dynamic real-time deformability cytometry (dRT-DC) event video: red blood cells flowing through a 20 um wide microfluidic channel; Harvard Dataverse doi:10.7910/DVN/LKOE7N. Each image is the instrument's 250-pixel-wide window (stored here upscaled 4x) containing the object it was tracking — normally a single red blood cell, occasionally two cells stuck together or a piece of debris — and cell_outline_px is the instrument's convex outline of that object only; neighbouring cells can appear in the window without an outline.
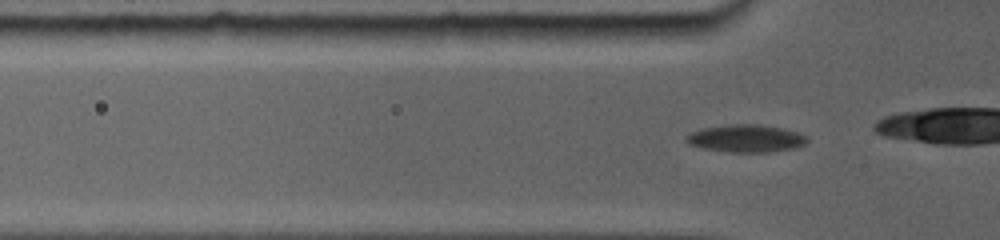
{"species": "common noctule bat (a hibernating species)", "species_latin": "Nyctalus noctula", "temperature_condition": "room temperature", "stored_images_in_passage": 47, "camera_frame_rate_fps": 5000, "um_per_image_px": 0.085, "animal": {"sex": "female", "body_mass_g": 19.0, "forearm_length_mm": 56.7}, "frame": {"image": 1, "passage_image": 8, "time_ms": 1.6, "image_size_px": [1000, 240], "cell_outline_px": [[804, 144], [788, 148], [768, 152], [732, 152], [708, 148], [692, 144], [688, 140], [688, 136], [696, 132], [708, 128], [744, 124], [752, 124], [776, 128], [792, 132], [804, 136]], "centroid_in_image_um": [63.42, 11.78], "position_along_channel_um": 62.4, "area_um2": 17.63}}
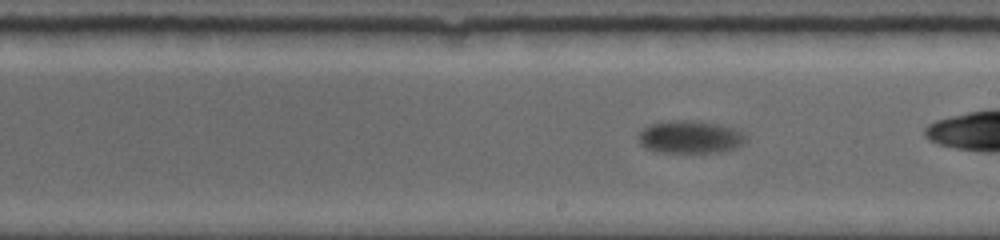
{"frame": {"image": 2, "passage_image": 29, "time_ms": 6.2, "image_size_px": [1000, 240], "cell_outline_px": [[744, 140], [740, 144], [732, 148], [720, 152], [656, 152], [640, 144], [636, 140], [640, 132], [644, 128], [652, 124], [668, 120], [700, 120], [732, 128], [740, 132], [744, 136]], "centroid_in_image_um": [58.57, 11.63], "position_along_channel_um": 230.4, "area_um2": 20.17}}
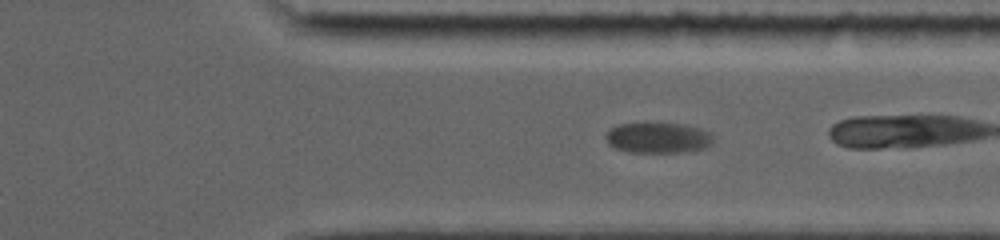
{"frame": {"image": 3, "passage_image": 43, "time_ms": 9.6, "image_size_px": [1000, 240], "cell_outline_px": [[716, 140], [712, 144], [704, 148], [684, 152], [628, 152], [616, 148], [608, 144], [604, 136], [612, 128], [620, 124], [684, 124], [700, 128], [716, 136]], "centroid_in_image_um": [55.99, 11.73], "position_along_channel_um": 355.4, "area_um2": 19.13}}